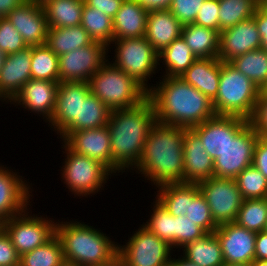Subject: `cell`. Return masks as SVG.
I'll list each match as a JSON object with an SVG mask.
<instances>
[{"label":"cell","mask_w":267,"mask_h":266,"mask_svg":"<svg viewBox=\"0 0 267 266\" xmlns=\"http://www.w3.org/2000/svg\"><path fill=\"white\" fill-rule=\"evenodd\" d=\"M160 81L147 94L157 122L191 129L216 115L212 101L181 77L161 76Z\"/></svg>","instance_id":"1"},{"label":"cell","mask_w":267,"mask_h":266,"mask_svg":"<svg viewBox=\"0 0 267 266\" xmlns=\"http://www.w3.org/2000/svg\"><path fill=\"white\" fill-rule=\"evenodd\" d=\"M155 123V109L148 97L135 107L111 111L107 127L111 139V172L115 176L137 166Z\"/></svg>","instance_id":"2"},{"label":"cell","mask_w":267,"mask_h":266,"mask_svg":"<svg viewBox=\"0 0 267 266\" xmlns=\"http://www.w3.org/2000/svg\"><path fill=\"white\" fill-rule=\"evenodd\" d=\"M185 128L156 121L145 140L142 158L132 169L155 188L184 183L183 141Z\"/></svg>","instance_id":"3"},{"label":"cell","mask_w":267,"mask_h":266,"mask_svg":"<svg viewBox=\"0 0 267 266\" xmlns=\"http://www.w3.org/2000/svg\"><path fill=\"white\" fill-rule=\"evenodd\" d=\"M56 221L64 260L80 266H110L118 260V242L81 221Z\"/></svg>","instance_id":"4"},{"label":"cell","mask_w":267,"mask_h":266,"mask_svg":"<svg viewBox=\"0 0 267 266\" xmlns=\"http://www.w3.org/2000/svg\"><path fill=\"white\" fill-rule=\"evenodd\" d=\"M261 90L229 62L220 60L217 96L212 100L216 115L238 116L249 120Z\"/></svg>","instance_id":"5"},{"label":"cell","mask_w":267,"mask_h":266,"mask_svg":"<svg viewBox=\"0 0 267 266\" xmlns=\"http://www.w3.org/2000/svg\"><path fill=\"white\" fill-rule=\"evenodd\" d=\"M90 91L111 111L139 105L148 92L109 60L90 78Z\"/></svg>","instance_id":"6"},{"label":"cell","mask_w":267,"mask_h":266,"mask_svg":"<svg viewBox=\"0 0 267 266\" xmlns=\"http://www.w3.org/2000/svg\"><path fill=\"white\" fill-rule=\"evenodd\" d=\"M65 161L61 166V179L75 197H90L100 192L114 174L101 162L72 151L62 142ZM110 175V176H109Z\"/></svg>","instance_id":"7"},{"label":"cell","mask_w":267,"mask_h":266,"mask_svg":"<svg viewBox=\"0 0 267 266\" xmlns=\"http://www.w3.org/2000/svg\"><path fill=\"white\" fill-rule=\"evenodd\" d=\"M110 46L115 48L112 64L132 77L148 92L153 87L148 80L150 77L153 78L152 75L156 72L158 73L159 58L146 37L113 40L108 49Z\"/></svg>","instance_id":"8"},{"label":"cell","mask_w":267,"mask_h":266,"mask_svg":"<svg viewBox=\"0 0 267 266\" xmlns=\"http://www.w3.org/2000/svg\"><path fill=\"white\" fill-rule=\"evenodd\" d=\"M121 246L118 261L121 266H169L175 250L145 226L141 225Z\"/></svg>","instance_id":"9"},{"label":"cell","mask_w":267,"mask_h":266,"mask_svg":"<svg viewBox=\"0 0 267 266\" xmlns=\"http://www.w3.org/2000/svg\"><path fill=\"white\" fill-rule=\"evenodd\" d=\"M25 212L3 221L0 226L11 238L19 256L45 244L56 234V222L51 218L38 217Z\"/></svg>","instance_id":"10"},{"label":"cell","mask_w":267,"mask_h":266,"mask_svg":"<svg viewBox=\"0 0 267 266\" xmlns=\"http://www.w3.org/2000/svg\"><path fill=\"white\" fill-rule=\"evenodd\" d=\"M197 184L216 225L235 222L244 201L235 179L211 177Z\"/></svg>","instance_id":"11"},{"label":"cell","mask_w":267,"mask_h":266,"mask_svg":"<svg viewBox=\"0 0 267 266\" xmlns=\"http://www.w3.org/2000/svg\"><path fill=\"white\" fill-rule=\"evenodd\" d=\"M108 54L107 45L94 41L89 46L59 56V82H89L109 60Z\"/></svg>","instance_id":"12"},{"label":"cell","mask_w":267,"mask_h":266,"mask_svg":"<svg viewBox=\"0 0 267 266\" xmlns=\"http://www.w3.org/2000/svg\"><path fill=\"white\" fill-rule=\"evenodd\" d=\"M259 135L248 123L230 139L221 155L214 159V177L235 179L245 168L252 165L254 149Z\"/></svg>","instance_id":"13"},{"label":"cell","mask_w":267,"mask_h":266,"mask_svg":"<svg viewBox=\"0 0 267 266\" xmlns=\"http://www.w3.org/2000/svg\"><path fill=\"white\" fill-rule=\"evenodd\" d=\"M91 93L89 82H59L55 110L48 121L60 139L79 121L80 102Z\"/></svg>","instance_id":"14"},{"label":"cell","mask_w":267,"mask_h":266,"mask_svg":"<svg viewBox=\"0 0 267 266\" xmlns=\"http://www.w3.org/2000/svg\"><path fill=\"white\" fill-rule=\"evenodd\" d=\"M248 123L249 120L238 116L215 115L191 129L214 160L221 155L229 140L234 139Z\"/></svg>","instance_id":"15"},{"label":"cell","mask_w":267,"mask_h":266,"mask_svg":"<svg viewBox=\"0 0 267 266\" xmlns=\"http://www.w3.org/2000/svg\"><path fill=\"white\" fill-rule=\"evenodd\" d=\"M4 166L0 164V224L30 209L32 202L29 199L33 196L30 194L32 183L16 170Z\"/></svg>","instance_id":"16"},{"label":"cell","mask_w":267,"mask_h":266,"mask_svg":"<svg viewBox=\"0 0 267 266\" xmlns=\"http://www.w3.org/2000/svg\"><path fill=\"white\" fill-rule=\"evenodd\" d=\"M214 234L220 243L225 263L251 264L255 259L256 232L231 222L218 226Z\"/></svg>","instance_id":"17"},{"label":"cell","mask_w":267,"mask_h":266,"mask_svg":"<svg viewBox=\"0 0 267 266\" xmlns=\"http://www.w3.org/2000/svg\"><path fill=\"white\" fill-rule=\"evenodd\" d=\"M59 82L30 79L25 83L10 104L19 105L24 109L43 117L48 122L55 110Z\"/></svg>","instance_id":"18"},{"label":"cell","mask_w":267,"mask_h":266,"mask_svg":"<svg viewBox=\"0 0 267 266\" xmlns=\"http://www.w3.org/2000/svg\"><path fill=\"white\" fill-rule=\"evenodd\" d=\"M6 19L21 34L27 46L46 43L49 26L42 4L27 0L10 12Z\"/></svg>","instance_id":"19"},{"label":"cell","mask_w":267,"mask_h":266,"mask_svg":"<svg viewBox=\"0 0 267 266\" xmlns=\"http://www.w3.org/2000/svg\"><path fill=\"white\" fill-rule=\"evenodd\" d=\"M261 48V37L254 18L220 32L218 59L230 62L249 51Z\"/></svg>","instance_id":"20"},{"label":"cell","mask_w":267,"mask_h":266,"mask_svg":"<svg viewBox=\"0 0 267 266\" xmlns=\"http://www.w3.org/2000/svg\"><path fill=\"white\" fill-rule=\"evenodd\" d=\"M63 142L75 153L95 159L111 171V139L107 126L73 131Z\"/></svg>","instance_id":"21"},{"label":"cell","mask_w":267,"mask_h":266,"mask_svg":"<svg viewBox=\"0 0 267 266\" xmlns=\"http://www.w3.org/2000/svg\"><path fill=\"white\" fill-rule=\"evenodd\" d=\"M32 46L5 57L0 70V98L9 103L31 79Z\"/></svg>","instance_id":"22"},{"label":"cell","mask_w":267,"mask_h":266,"mask_svg":"<svg viewBox=\"0 0 267 266\" xmlns=\"http://www.w3.org/2000/svg\"><path fill=\"white\" fill-rule=\"evenodd\" d=\"M183 155L184 183H199L214 177V160L192 129L185 128Z\"/></svg>","instance_id":"23"},{"label":"cell","mask_w":267,"mask_h":266,"mask_svg":"<svg viewBox=\"0 0 267 266\" xmlns=\"http://www.w3.org/2000/svg\"><path fill=\"white\" fill-rule=\"evenodd\" d=\"M183 25L169 9L150 10L145 37L157 53L181 37Z\"/></svg>","instance_id":"24"},{"label":"cell","mask_w":267,"mask_h":266,"mask_svg":"<svg viewBox=\"0 0 267 266\" xmlns=\"http://www.w3.org/2000/svg\"><path fill=\"white\" fill-rule=\"evenodd\" d=\"M148 12L136 0H124L113 18L114 40L143 37Z\"/></svg>","instance_id":"25"},{"label":"cell","mask_w":267,"mask_h":266,"mask_svg":"<svg viewBox=\"0 0 267 266\" xmlns=\"http://www.w3.org/2000/svg\"><path fill=\"white\" fill-rule=\"evenodd\" d=\"M181 78L212 101L218 93L220 60L218 58L197 59Z\"/></svg>","instance_id":"26"},{"label":"cell","mask_w":267,"mask_h":266,"mask_svg":"<svg viewBox=\"0 0 267 266\" xmlns=\"http://www.w3.org/2000/svg\"><path fill=\"white\" fill-rule=\"evenodd\" d=\"M154 189L158 190L155 199L174 217L185 216L189 201L200 193L197 183H167Z\"/></svg>","instance_id":"27"},{"label":"cell","mask_w":267,"mask_h":266,"mask_svg":"<svg viewBox=\"0 0 267 266\" xmlns=\"http://www.w3.org/2000/svg\"><path fill=\"white\" fill-rule=\"evenodd\" d=\"M181 37L198 58H218L220 32L194 23L183 25Z\"/></svg>","instance_id":"28"},{"label":"cell","mask_w":267,"mask_h":266,"mask_svg":"<svg viewBox=\"0 0 267 266\" xmlns=\"http://www.w3.org/2000/svg\"><path fill=\"white\" fill-rule=\"evenodd\" d=\"M181 249L183 257L198 266H223L225 263L220 243L214 232L206 233Z\"/></svg>","instance_id":"29"},{"label":"cell","mask_w":267,"mask_h":266,"mask_svg":"<svg viewBox=\"0 0 267 266\" xmlns=\"http://www.w3.org/2000/svg\"><path fill=\"white\" fill-rule=\"evenodd\" d=\"M94 40L81 26L49 28L46 45L58 57L70 51L89 46Z\"/></svg>","instance_id":"30"},{"label":"cell","mask_w":267,"mask_h":266,"mask_svg":"<svg viewBox=\"0 0 267 266\" xmlns=\"http://www.w3.org/2000/svg\"><path fill=\"white\" fill-rule=\"evenodd\" d=\"M84 0H46L42 6L49 28L81 25Z\"/></svg>","instance_id":"31"},{"label":"cell","mask_w":267,"mask_h":266,"mask_svg":"<svg viewBox=\"0 0 267 266\" xmlns=\"http://www.w3.org/2000/svg\"><path fill=\"white\" fill-rule=\"evenodd\" d=\"M159 71L160 62L163 63L165 77H181L183 73L198 59L187 46L182 37L174 40L168 47L158 53ZM163 60V61H162Z\"/></svg>","instance_id":"32"},{"label":"cell","mask_w":267,"mask_h":266,"mask_svg":"<svg viewBox=\"0 0 267 266\" xmlns=\"http://www.w3.org/2000/svg\"><path fill=\"white\" fill-rule=\"evenodd\" d=\"M111 110L95 95L90 93L80 102L79 121L61 138L62 141L73 131L107 126Z\"/></svg>","instance_id":"33"},{"label":"cell","mask_w":267,"mask_h":266,"mask_svg":"<svg viewBox=\"0 0 267 266\" xmlns=\"http://www.w3.org/2000/svg\"><path fill=\"white\" fill-rule=\"evenodd\" d=\"M229 63L248 77L260 90L267 85V51L265 49L249 51Z\"/></svg>","instance_id":"34"},{"label":"cell","mask_w":267,"mask_h":266,"mask_svg":"<svg viewBox=\"0 0 267 266\" xmlns=\"http://www.w3.org/2000/svg\"><path fill=\"white\" fill-rule=\"evenodd\" d=\"M81 26L97 42L110 45L114 40L113 19L100 10L83 4Z\"/></svg>","instance_id":"35"},{"label":"cell","mask_w":267,"mask_h":266,"mask_svg":"<svg viewBox=\"0 0 267 266\" xmlns=\"http://www.w3.org/2000/svg\"><path fill=\"white\" fill-rule=\"evenodd\" d=\"M219 32L254 16L259 6L257 0H218Z\"/></svg>","instance_id":"36"},{"label":"cell","mask_w":267,"mask_h":266,"mask_svg":"<svg viewBox=\"0 0 267 266\" xmlns=\"http://www.w3.org/2000/svg\"><path fill=\"white\" fill-rule=\"evenodd\" d=\"M31 79L59 82L58 56L46 44L32 46Z\"/></svg>","instance_id":"37"},{"label":"cell","mask_w":267,"mask_h":266,"mask_svg":"<svg viewBox=\"0 0 267 266\" xmlns=\"http://www.w3.org/2000/svg\"><path fill=\"white\" fill-rule=\"evenodd\" d=\"M63 261L62 243L56 234L45 244L20 256V266H59Z\"/></svg>","instance_id":"38"},{"label":"cell","mask_w":267,"mask_h":266,"mask_svg":"<svg viewBox=\"0 0 267 266\" xmlns=\"http://www.w3.org/2000/svg\"><path fill=\"white\" fill-rule=\"evenodd\" d=\"M235 223L256 233L265 231L267 225V198L245 199Z\"/></svg>","instance_id":"39"},{"label":"cell","mask_w":267,"mask_h":266,"mask_svg":"<svg viewBox=\"0 0 267 266\" xmlns=\"http://www.w3.org/2000/svg\"><path fill=\"white\" fill-rule=\"evenodd\" d=\"M153 201L152 212L150 210V218L143 222L149 231L153 232L162 240L166 241L172 249L174 248V221L175 217L170 214L155 198Z\"/></svg>","instance_id":"40"},{"label":"cell","mask_w":267,"mask_h":266,"mask_svg":"<svg viewBox=\"0 0 267 266\" xmlns=\"http://www.w3.org/2000/svg\"><path fill=\"white\" fill-rule=\"evenodd\" d=\"M235 181L244 200L267 198V179L254 165L245 168Z\"/></svg>","instance_id":"41"},{"label":"cell","mask_w":267,"mask_h":266,"mask_svg":"<svg viewBox=\"0 0 267 266\" xmlns=\"http://www.w3.org/2000/svg\"><path fill=\"white\" fill-rule=\"evenodd\" d=\"M185 216L201 227L206 233L214 232L218 228L211 216L209 205L201 192L193 201H189L188 212Z\"/></svg>","instance_id":"42"},{"label":"cell","mask_w":267,"mask_h":266,"mask_svg":"<svg viewBox=\"0 0 267 266\" xmlns=\"http://www.w3.org/2000/svg\"><path fill=\"white\" fill-rule=\"evenodd\" d=\"M206 232L193 223L186 216L175 217L174 221V248L180 252L187 243L193 242L205 235Z\"/></svg>","instance_id":"43"},{"label":"cell","mask_w":267,"mask_h":266,"mask_svg":"<svg viewBox=\"0 0 267 266\" xmlns=\"http://www.w3.org/2000/svg\"><path fill=\"white\" fill-rule=\"evenodd\" d=\"M28 47L22 36L6 18H0V50L6 55Z\"/></svg>","instance_id":"44"},{"label":"cell","mask_w":267,"mask_h":266,"mask_svg":"<svg viewBox=\"0 0 267 266\" xmlns=\"http://www.w3.org/2000/svg\"><path fill=\"white\" fill-rule=\"evenodd\" d=\"M205 0H172L171 13L182 25L192 24Z\"/></svg>","instance_id":"45"},{"label":"cell","mask_w":267,"mask_h":266,"mask_svg":"<svg viewBox=\"0 0 267 266\" xmlns=\"http://www.w3.org/2000/svg\"><path fill=\"white\" fill-rule=\"evenodd\" d=\"M194 24L219 31V1L205 0L196 15Z\"/></svg>","instance_id":"46"},{"label":"cell","mask_w":267,"mask_h":266,"mask_svg":"<svg viewBox=\"0 0 267 266\" xmlns=\"http://www.w3.org/2000/svg\"><path fill=\"white\" fill-rule=\"evenodd\" d=\"M249 123L259 136L267 137V95L262 90Z\"/></svg>","instance_id":"47"},{"label":"cell","mask_w":267,"mask_h":266,"mask_svg":"<svg viewBox=\"0 0 267 266\" xmlns=\"http://www.w3.org/2000/svg\"><path fill=\"white\" fill-rule=\"evenodd\" d=\"M0 266H20L18 255L11 238L0 226Z\"/></svg>","instance_id":"48"},{"label":"cell","mask_w":267,"mask_h":266,"mask_svg":"<svg viewBox=\"0 0 267 266\" xmlns=\"http://www.w3.org/2000/svg\"><path fill=\"white\" fill-rule=\"evenodd\" d=\"M252 165L267 179V137L259 136L254 149Z\"/></svg>","instance_id":"49"},{"label":"cell","mask_w":267,"mask_h":266,"mask_svg":"<svg viewBox=\"0 0 267 266\" xmlns=\"http://www.w3.org/2000/svg\"><path fill=\"white\" fill-rule=\"evenodd\" d=\"M124 0H84V2L97 10L102 11L110 18H114Z\"/></svg>","instance_id":"50"},{"label":"cell","mask_w":267,"mask_h":266,"mask_svg":"<svg viewBox=\"0 0 267 266\" xmlns=\"http://www.w3.org/2000/svg\"><path fill=\"white\" fill-rule=\"evenodd\" d=\"M253 18L261 37V48L267 51V14L258 6Z\"/></svg>","instance_id":"51"},{"label":"cell","mask_w":267,"mask_h":266,"mask_svg":"<svg viewBox=\"0 0 267 266\" xmlns=\"http://www.w3.org/2000/svg\"><path fill=\"white\" fill-rule=\"evenodd\" d=\"M255 259L267 260V231L257 232L255 239Z\"/></svg>","instance_id":"52"},{"label":"cell","mask_w":267,"mask_h":266,"mask_svg":"<svg viewBox=\"0 0 267 266\" xmlns=\"http://www.w3.org/2000/svg\"><path fill=\"white\" fill-rule=\"evenodd\" d=\"M136 1L148 11L169 9L172 4V0H136Z\"/></svg>","instance_id":"53"},{"label":"cell","mask_w":267,"mask_h":266,"mask_svg":"<svg viewBox=\"0 0 267 266\" xmlns=\"http://www.w3.org/2000/svg\"><path fill=\"white\" fill-rule=\"evenodd\" d=\"M27 0H0V18H6L15 8Z\"/></svg>","instance_id":"54"},{"label":"cell","mask_w":267,"mask_h":266,"mask_svg":"<svg viewBox=\"0 0 267 266\" xmlns=\"http://www.w3.org/2000/svg\"><path fill=\"white\" fill-rule=\"evenodd\" d=\"M169 266H198L196 264H193L192 262L188 261L185 257L181 256L176 259V255L175 258H171V262Z\"/></svg>","instance_id":"55"},{"label":"cell","mask_w":267,"mask_h":266,"mask_svg":"<svg viewBox=\"0 0 267 266\" xmlns=\"http://www.w3.org/2000/svg\"><path fill=\"white\" fill-rule=\"evenodd\" d=\"M251 266H267V260L254 259Z\"/></svg>","instance_id":"56"},{"label":"cell","mask_w":267,"mask_h":266,"mask_svg":"<svg viewBox=\"0 0 267 266\" xmlns=\"http://www.w3.org/2000/svg\"><path fill=\"white\" fill-rule=\"evenodd\" d=\"M259 7L267 14V0H261Z\"/></svg>","instance_id":"57"},{"label":"cell","mask_w":267,"mask_h":266,"mask_svg":"<svg viewBox=\"0 0 267 266\" xmlns=\"http://www.w3.org/2000/svg\"><path fill=\"white\" fill-rule=\"evenodd\" d=\"M5 57H6V54L2 50H0V70L3 67Z\"/></svg>","instance_id":"58"},{"label":"cell","mask_w":267,"mask_h":266,"mask_svg":"<svg viewBox=\"0 0 267 266\" xmlns=\"http://www.w3.org/2000/svg\"><path fill=\"white\" fill-rule=\"evenodd\" d=\"M59 266H80V265L74 262H69V261L64 260Z\"/></svg>","instance_id":"59"},{"label":"cell","mask_w":267,"mask_h":266,"mask_svg":"<svg viewBox=\"0 0 267 266\" xmlns=\"http://www.w3.org/2000/svg\"><path fill=\"white\" fill-rule=\"evenodd\" d=\"M223 266H251L250 264H242V263H224Z\"/></svg>","instance_id":"60"},{"label":"cell","mask_w":267,"mask_h":266,"mask_svg":"<svg viewBox=\"0 0 267 266\" xmlns=\"http://www.w3.org/2000/svg\"><path fill=\"white\" fill-rule=\"evenodd\" d=\"M31 1H34V2H36V3L43 4L46 0H31Z\"/></svg>","instance_id":"61"},{"label":"cell","mask_w":267,"mask_h":266,"mask_svg":"<svg viewBox=\"0 0 267 266\" xmlns=\"http://www.w3.org/2000/svg\"><path fill=\"white\" fill-rule=\"evenodd\" d=\"M110 266H121V265H120V262L117 260L114 264H112Z\"/></svg>","instance_id":"62"},{"label":"cell","mask_w":267,"mask_h":266,"mask_svg":"<svg viewBox=\"0 0 267 266\" xmlns=\"http://www.w3.org/2000/svg\"><path fill=\"white\" fill-rule=\"evenodd\" d=\"M267 95V85L262 90Z\"/></svg>","instance_id":"63"}]
</instances>
